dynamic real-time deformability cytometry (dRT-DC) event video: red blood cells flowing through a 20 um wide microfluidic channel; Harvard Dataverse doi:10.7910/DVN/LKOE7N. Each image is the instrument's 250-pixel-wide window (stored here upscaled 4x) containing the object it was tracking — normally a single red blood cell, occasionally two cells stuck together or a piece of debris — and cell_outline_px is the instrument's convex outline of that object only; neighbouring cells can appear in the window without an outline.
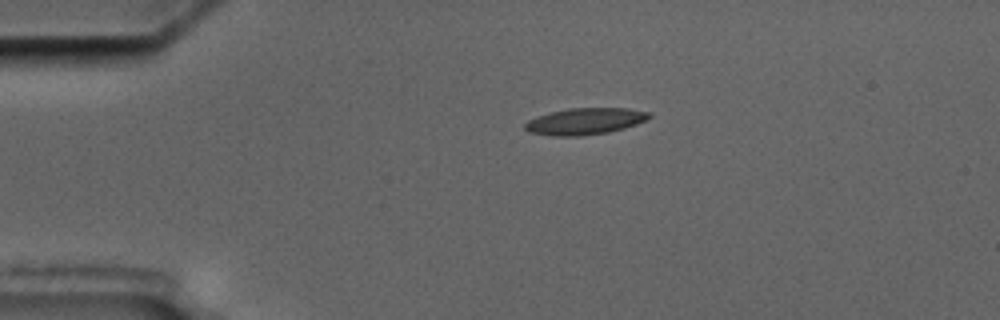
{"species": "common noctule bat (a hibernating species)", "species_latin": "Nyctalus noctula", "temperature_condition": "cold", "stored_images_in_passage": 2, "camera_frame_rate_fps": 3000, "um_per_image_px": 0.085, "animal": {"sex": "male", "body_mass_g": 17.5, "forearm_length_mm": 52.3}, "frame": {"image": 1, "passage_image": 1, "time_ms": 0.0, "image_size_px": [1000, 320], "cell_outline_px": [[652, 116], [648, 120], [624, 128], [608, 132], [580, 136], [552, 136], [528, 132], [524, 128], [524, 124], [528, 120], [536, 116], [568, 108], [628, 108], [652, 112]], "centroid_in_image_um": [49.74, 10.3], "position_along_channel_um": 35.3, "area_um2": 19.42}}